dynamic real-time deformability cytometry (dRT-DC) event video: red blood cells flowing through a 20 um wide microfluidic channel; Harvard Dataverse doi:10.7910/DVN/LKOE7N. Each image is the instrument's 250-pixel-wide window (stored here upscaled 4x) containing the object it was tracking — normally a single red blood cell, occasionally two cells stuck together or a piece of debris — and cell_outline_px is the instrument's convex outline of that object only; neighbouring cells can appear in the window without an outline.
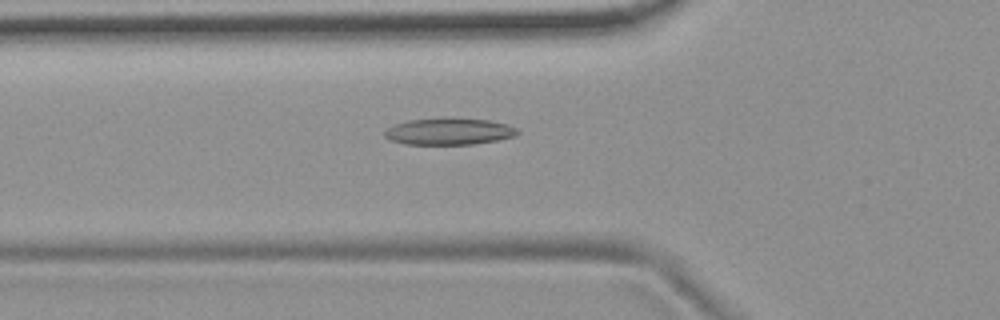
{"species": "common noctule bat (a hibernating species)", "species_latin": "Nyctalus noctula", "temperature_condition": "room temperature", "stored_images_in_passage": 51, "camera_frame_rate_fps": 3000, "um_per_image_px": 0.085, "animal": {"sex": "female", "body_mass_g": 19.9}, "frame": {"image": 1, "passage_image": 16, "time_ms": 5.0, "image_size_px": [1000, 320], "cell_outline_px": [[520, 132], [516, 136], [500, 140], [472, 144], [404, 144], [392, 140], [384, 136], [384, 132], [388, 128], [396, 124], [408, 120], [440, 116], [452, 116], [488, 120], [508, 124], [516, 128]], "centroid_in_image_um": [38.21, 11.14], "position_along_channel_um": 87.6, "area_um2": 21.27}}
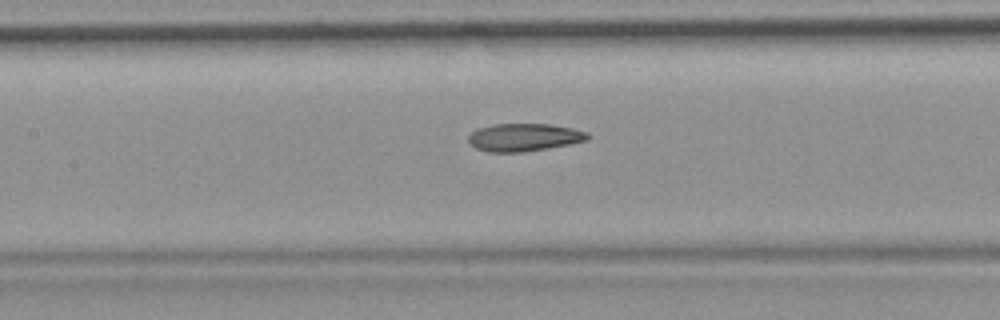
{"frame": {"image": 2, "passage_image": 22, "time_ms": 7.0, "image_size_px": [1000, 320], "cell_outline_px": [[592, 136], [588, 140], [548, 148], [524, 152], [488, 152], [476, 148], [468, 140], [468, 136], [476, 128], [492, 124], [552, 124], [572, 128], [588, 132]], "centroid_in_image_um": [44.56, 11.66], "position_along_channel_um": 162.8, "area_um2": 19.42}}
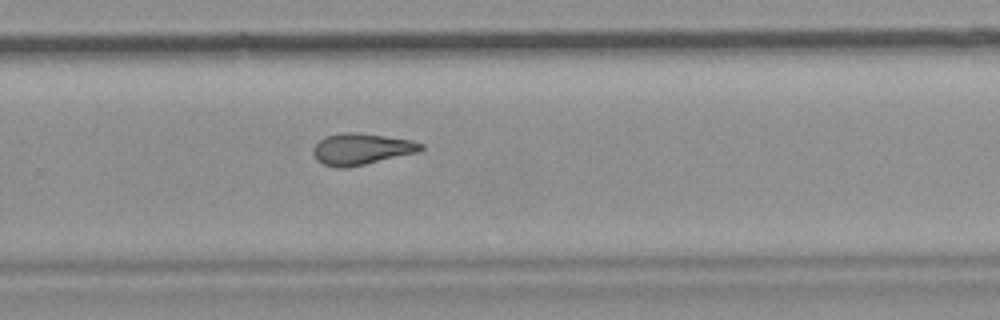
{"frame": {"image": 3, "passage_image": 33, "time_ms": 10.667, "image_size_px": [1000, 320], "cell_outline_px": [[424, 148], [420, 152], [364, 164], [344, 168], [336, 168], [324, 164], [316, 160], [312, 152], [312, 148], [320, 140], [328, 136], [344, 132], [352, 132], [384, 136], [412, 140], [424, 144]], "centroid_in_image_um": [30.73, 12.67], "position_along_channel_um": 299.1, "area_um2": 19.59}, "authors_computed_cell_mechanics": {"area_um2": 19.8832, "velocity_mm_per_s": 3.7312, "shape_relaxation_time_tau1_ms": null, "shape_relaxation_time_tau2_ms": 3.9943, "deformation_change_tau1": null, "deformation_change_tau2": 0.1287}}